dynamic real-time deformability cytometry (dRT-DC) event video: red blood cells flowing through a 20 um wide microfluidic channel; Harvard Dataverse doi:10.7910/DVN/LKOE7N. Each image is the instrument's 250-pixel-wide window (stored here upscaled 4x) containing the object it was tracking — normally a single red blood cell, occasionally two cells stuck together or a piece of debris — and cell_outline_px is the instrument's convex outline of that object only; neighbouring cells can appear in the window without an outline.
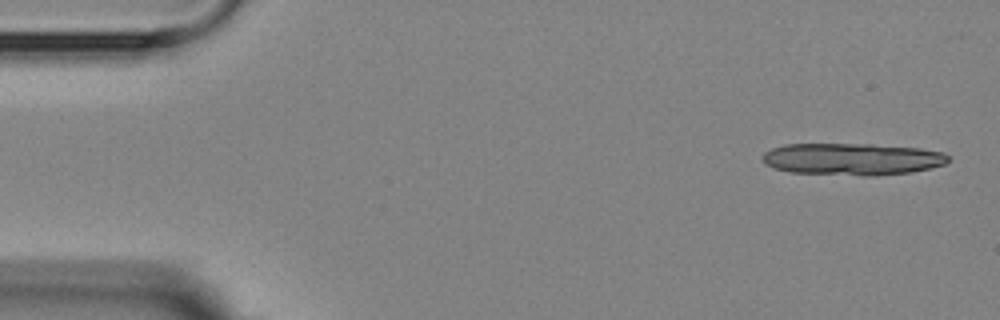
{"species": "Egyptian fruit bat (a non-hibernating species)", "species_latin": "Rousettus aegyptiacus", "temperature_condition": "room temperature", "stored_images_in_passage": 5, "camera_frame_rate_fps": 3000, "um_per_image_px": 0.085, "animal": {"sex": "female"}, "frame": {"image": 1, "passage_image": 1, "time_ms": 0.0, "image_size_px": [1000, 320], "cell_outline_px": [[948, 160], [944, 164], [912, 172], [876, 176], [860, 176], [788, 172], [772, 168], [764, 164], [760, 156], [764, 152], [772, 148], [784, 144], [872, 144], [920, 148], [944, 152], [948, 156]], "centroid_in_image_um": [72.38, 13.53], "position_along_channel_um": 12.6, "area_um2": 35.08}}